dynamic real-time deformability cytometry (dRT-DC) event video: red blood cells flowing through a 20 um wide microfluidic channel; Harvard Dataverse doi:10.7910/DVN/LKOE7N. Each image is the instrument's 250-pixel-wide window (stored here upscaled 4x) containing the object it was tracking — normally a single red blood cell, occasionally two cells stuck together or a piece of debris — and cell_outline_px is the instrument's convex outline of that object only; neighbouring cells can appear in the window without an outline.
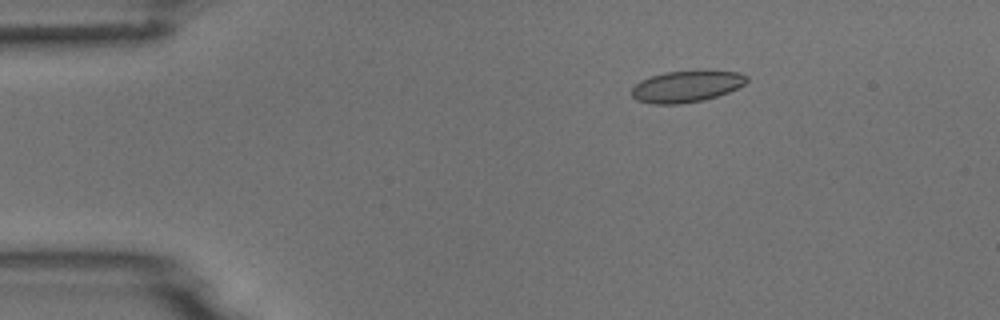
{"species": "common noctule bat (a hibernating species)", "species_latin": "Nyctalus noctula", "temperature_condition": "room temperature", "stored_images_in_passage": 3, "camera_frame_rate_fps": 3000, "um_per_image_px": 0.085, "animal": {"sex": "male", "body_mass_g": 18.8}, "frame": {"image": 1, "passage_image": 1, "time_ms": 0.0, "image_size_px": [1000, 320], "cell_outline_px": [[748, 80], [744, 84], [728, 92], [704, 100], [680, 104], [652, 104], [636, 100], [632, 96], [632, 88], [640, 80], [664, 72], [740, 72], [748, 76]], "centroid_in_image_um": [58.32, 7.37], "position_along_channel_um": 26.7, "area_um2": 20.69}}
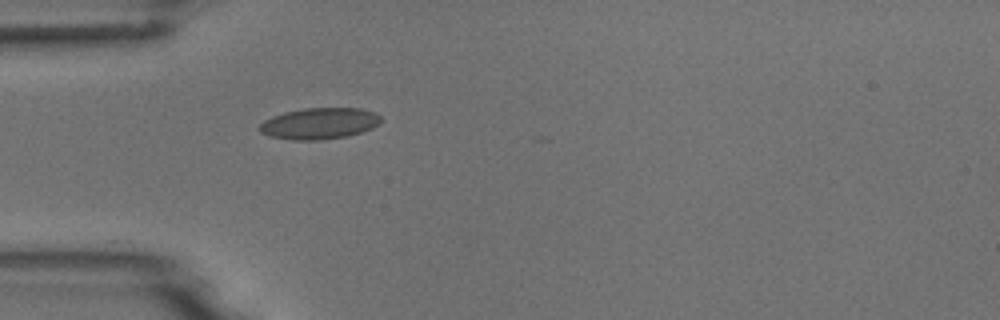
{"frame": {"image": 2, "passage_image": 3, "time_ms": 2.333, "image_size_px": [1000, 320], "cell_outline_px": [[380, 124], [372, 128], [348, 136], [320, 140], [292, 140], [268, 136], [260, 132], [260, 124], [264, 120], [272, 116], [284, 112], [304, 108], [360, 108], [376, 112], [380, 116]], "centroid_in_image_um": [27.15, 10.49], "position_along_channel_um": 57.9, "area_um2": 22.25}}